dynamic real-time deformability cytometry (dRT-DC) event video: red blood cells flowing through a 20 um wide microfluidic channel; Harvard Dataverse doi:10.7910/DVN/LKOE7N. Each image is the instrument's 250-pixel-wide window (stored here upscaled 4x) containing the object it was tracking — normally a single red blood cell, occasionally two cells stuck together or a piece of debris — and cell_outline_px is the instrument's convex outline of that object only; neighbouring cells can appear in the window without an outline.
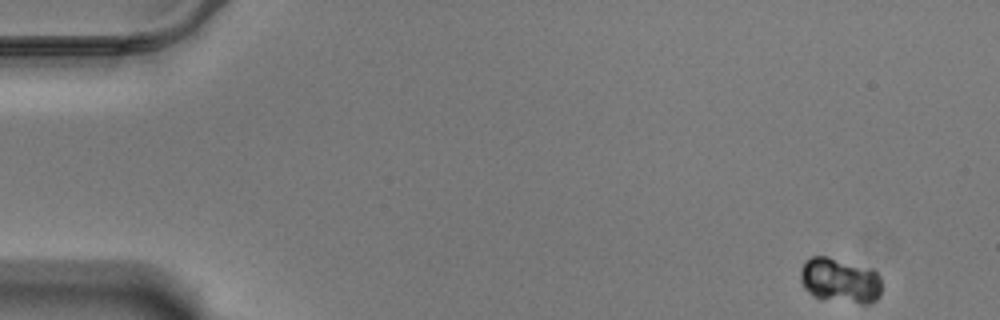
{"species": "Egyptian fruit bat (a non-hibernating species)", "species_latin": "Rousettus aegyptiacus", "temperature_condition": "warm", "stored_images_in_passage": 57, "camera_frame_rate_fps": 3000, "um_per_image_px": 0.085, "animal": {"sex": "male"}, "frame": {"image": 1, "passage_image": 1, "time_ms": 0.0, "image_size_px": [1000, 320], "cell_outline_px": [[880, 296], [876, 300], [868, 304], [860, 304], [820, 300], [812, 296], [804, 288], [800, 280], [800, 268], [804, 260], [812, 256], [824, 256], [872, 268], [880, 276]], "centroid_in_image_um": [71.37, 23.86], "position_along_channel_um": 13.6, "area_um2": 21.91}}
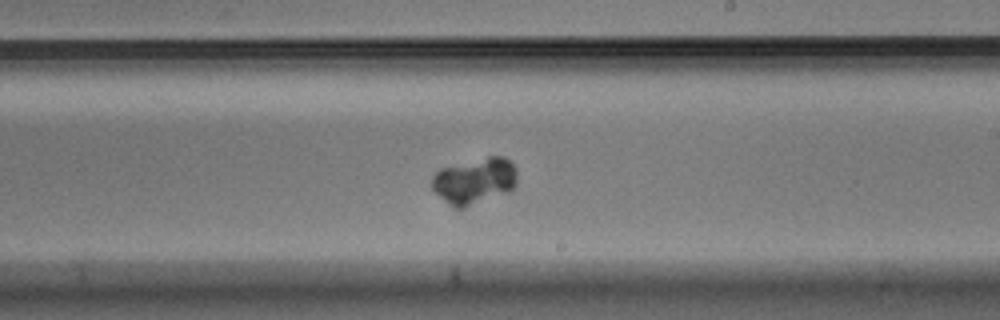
{"frame": {"image": 2, "passage_image": 33, "time_ms": 10.667, "image_size_px": [1000, 320], "cell_outline_px": [[516, 184], [508, 192], [464, 208], [456, 208], [448, 204], [432, 188], [432, 176], [440, 168], [488, 156], [504, 156], [516, 168]], "centroid_in_image_um": [40.33, 15.37], "position_along_channel_um": 248.7, "area_um2": 22.83}}
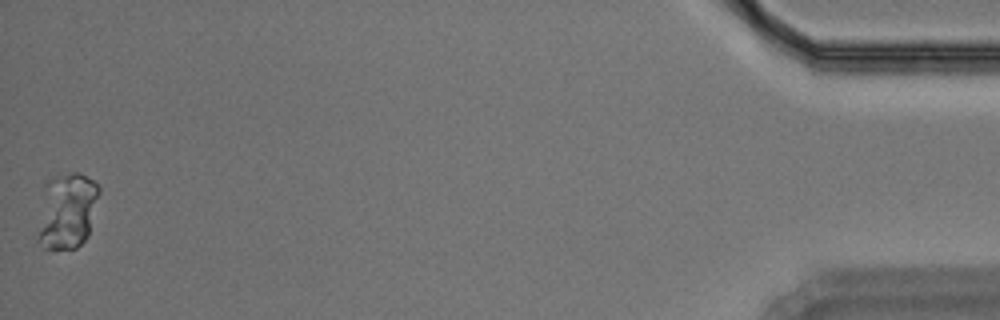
{"frame": {"image": 3, "passage_image": 57, "time_ms": 18.667, "image_size_px": [1000, 320], "cell_outline_px": [[100, 192], [88, 236], [76, 248], [44, 248], [40, 236], [40, 232], [44, 184], [48, 180], [56, 176], [72, 172], [76, 172], [92, 180], [100, 188]], "centroid_in_image_um": [5.76, 17.88], "position_along_channel_um": 429.4, "area_um2": 26.24}}